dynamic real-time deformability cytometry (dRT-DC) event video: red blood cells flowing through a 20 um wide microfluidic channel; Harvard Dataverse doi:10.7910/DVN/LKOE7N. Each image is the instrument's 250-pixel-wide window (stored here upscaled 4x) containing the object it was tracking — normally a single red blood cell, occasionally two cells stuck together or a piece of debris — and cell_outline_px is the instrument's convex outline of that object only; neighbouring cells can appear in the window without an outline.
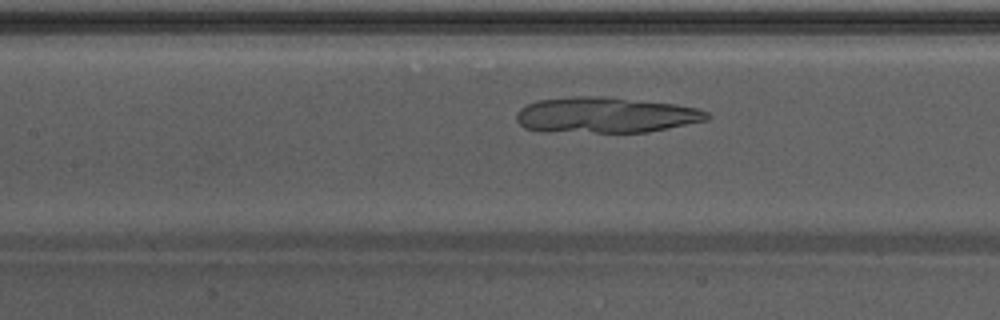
{"species": "Egyptian fruit bat (a non-hibernating species)", "species_latin": "Rousettus aegyptiacus", "temperature_condition": "warm", "stored_images_in_passage": 47, "camera_frame_rate_fps": 3000, "um_per_image_px": 0.085, "animal": {"sex": "male"}, "frame": {"image": 1, "passage_image": 18, "time_ms": 5.667, "image_size_px": [1000, 320], "cell_outline_px": [[712, 116], [708, 120], [648, 132], [540, 132], [524, 128], [516, 120], [516, 112], [520, 108], [536, 100], [572, 96], [604, 96], [676, 104], [700, 108], [708, 112]], "centroid_in_image_um": [51.46, 9.78], "position_along_channel_um": 155.9, "area_um2": 40.29}}
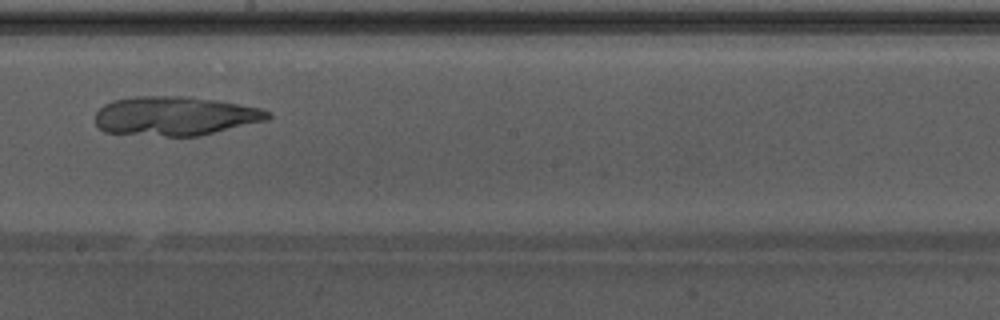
{"frame": {"image": 2, "passage_image": 24, "time_ms": 7.667, "image_size_px": [1000, 320], "cell_outline_px": [[272, 116], [268, 120], [200, 136], [164, 136], [104, 132], [96, 124], [96, 112], [104, 104], [112, 100], [132, 96], [188, 96], [216, 100], [260, 108], [272, 112]], "centroid_in_image_um": [14.9, 9.85], "position_along_channel_um": 233.3, "area_um2": 39.59}}
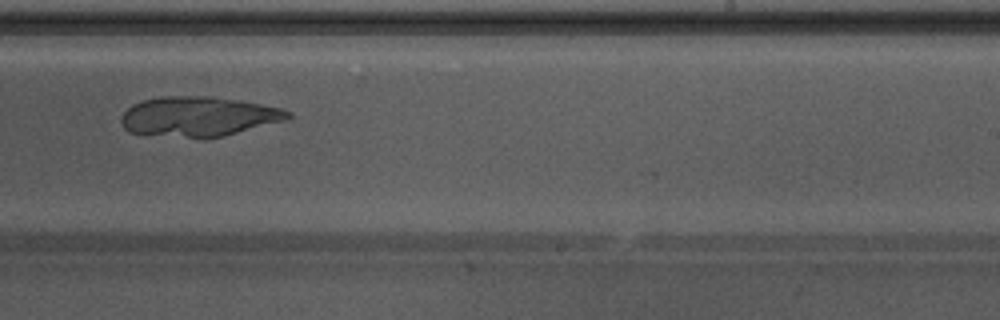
{"frame": {"image": 3, "passage_image": 27, "time_ms": 8.667, "image_size_px": [1000, 320], "cell_outline_px": [[292, 116], [284, 120], [224, 136], [188, 136], [128, 132], [124, 128], [120, 120], [120, 116], [132, 104], [144, 100], [160, 96], [212, 96], [240, 100], [280, 108], [292, 112]], "centroid_in_image_um": [16.87, 9.86], "position_along_channel_um": 272.1, "area_um2": 37.92}}